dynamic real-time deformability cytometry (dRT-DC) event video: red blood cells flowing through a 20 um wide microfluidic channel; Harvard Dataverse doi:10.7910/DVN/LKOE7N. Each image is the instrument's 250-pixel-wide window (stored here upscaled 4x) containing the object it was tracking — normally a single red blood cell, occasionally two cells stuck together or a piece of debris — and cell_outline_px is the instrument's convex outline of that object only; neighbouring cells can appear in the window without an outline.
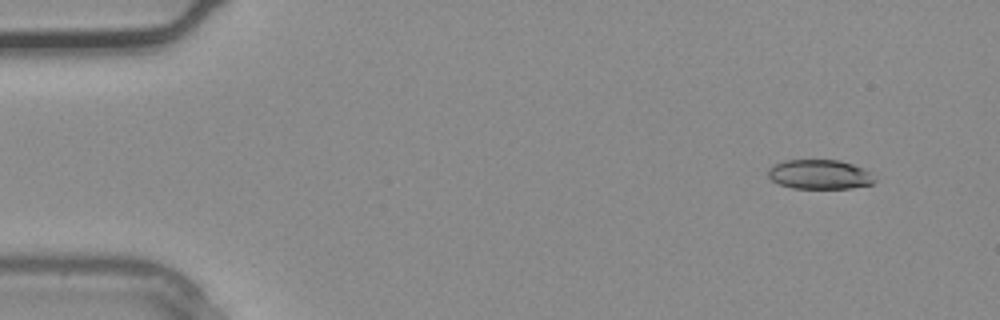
{"species": "common noctule bat (a hibernating species)", "species_latin": "Nyctalus noctula", "temperature_condition": "warm", "stored_images_in_passage": 2, "camera_frame_rate_fps": 3000, "um_per_image_px": 0.085, "animal": {"sex": "male", "body_mass_g": 20.4}, "frame": {"image": 1, "passage_image": 1, "time_ms": 0.0, "image_size_px": [1000, 320], "cell_outline_px": [[876, 180], [872, 184], [848, 188], [792, 188], [780, 184], [772, 180], [768, 176], [768, 168], [784, 160], [840, 160], [852, 164], [868, 172]], "centroid_in_image_um": [69.63, 14.82], "position_along_channel_um": 15.4, "area_um2": 18.03}}